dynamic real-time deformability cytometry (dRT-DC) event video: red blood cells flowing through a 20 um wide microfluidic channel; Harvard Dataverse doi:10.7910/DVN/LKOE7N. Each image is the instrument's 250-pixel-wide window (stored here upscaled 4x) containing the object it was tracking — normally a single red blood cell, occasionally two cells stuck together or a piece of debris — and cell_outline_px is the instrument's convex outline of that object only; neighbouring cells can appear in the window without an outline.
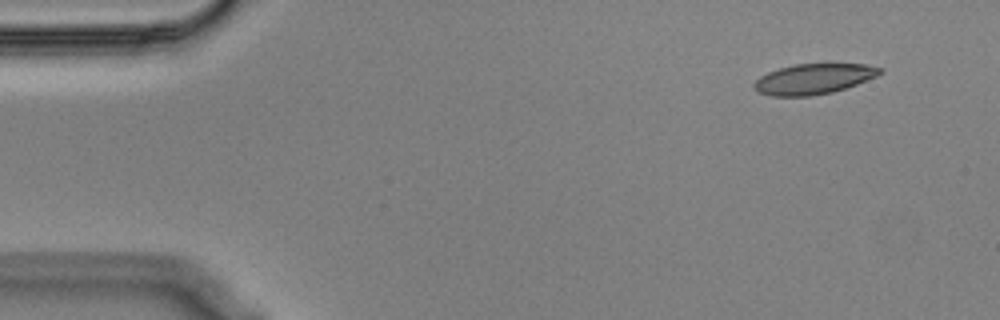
{"species": "Egyptian fruit bat (a non-hibernating species)", "species_latin": "Rousettus aegyptiacus", "temperature_condition": "cold", "stored_images_in_passage": 52, "camera_frame_rate_fps": 3000, "um_per_image_px": 0.085, "animal": {"sex": "male"}, "frame": {"image": 1, "passage_image": 1, "time_ms": 0.0, "image_size_px": [1000, 320], "cell_outline_px": [[884, 72], [876, 76], [856, 84], [832, 92], [812, 96], [772, 96], [760, 92], [752, 88], [752, 84], [760, 76], [768, 72], [780, 68], [796, 64], [864, 64], [884, 68]], "centroid_in_image_um": [69.15, 6.71], "position_along_channel_um": 15.8, "area_um2": 22.2}}
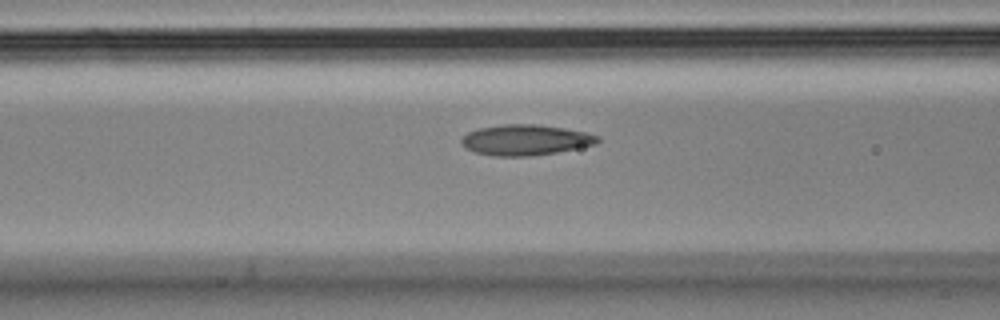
{"frame": {"image": 2, "passage_image": 18, "time_ms": 5.667, "image_size_px": [1000, 320], "cell_outline_px": [[600, 140], [596, 144], [556, 152], [532, 156], [492, 156], [476, 152], [464, 148], [460, 144], [460, 140], [468, 132], [480, 128], [504, 124], [536, 124], [564, 128], [584, 132], [600, 136]], "centroid_in_image_um": [44.64, 11.9], "position_along_channel_um": 122.0, "area_um2": 24.28}}
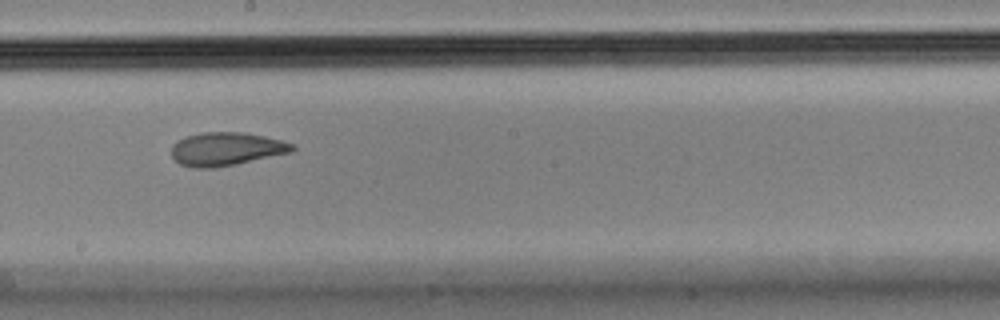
{"frame": {"image": 3, "passage_image": 27, "time_ms": 8.667, "image_size_px": [1000, 320], "cell_outline_px": [[296, 148], [292, 152], [236, 164], [216, 168], [192, 168], [180, 164], [172, 156], [172, 144], [176, 140], [184, 136], [200, 132], [244, 132], [264, 136], [296, 144]], "centroid_in_image_um": [19.22, 12.66], "position_along_channel_um": 229.0, "area_um2": 23.76}, "authors_computed_cell_mechanics": {"area_um2": 24.0159, "velocity_mm_per_s": 3.5713, "shape_relaxation_time_tau1_ms": null, "shape_relaxation_time_tau2_ms": 2.0012, "deformation_change_tau1": null, "deformation_change_tau2": 0.0767}}